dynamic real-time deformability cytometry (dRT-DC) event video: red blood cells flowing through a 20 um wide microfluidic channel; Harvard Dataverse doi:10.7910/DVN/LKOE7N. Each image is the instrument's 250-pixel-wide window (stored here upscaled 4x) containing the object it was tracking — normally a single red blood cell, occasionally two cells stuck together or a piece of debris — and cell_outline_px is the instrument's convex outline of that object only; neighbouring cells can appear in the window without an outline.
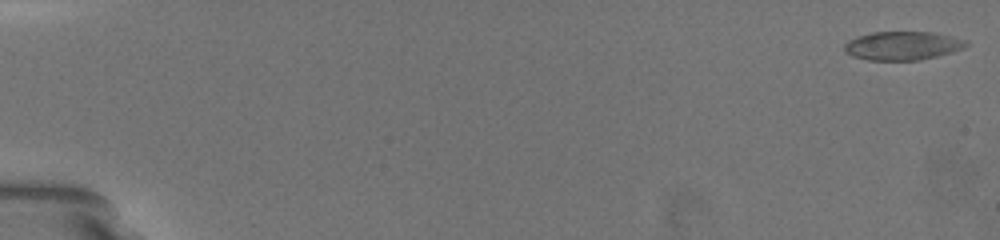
{"species": "common noctule bat (a hibernating species)", "species_latin": "Nyctalus noctula", "temperature_condition": "warm", "stored_images_in_passage": 45, "camera_frame_rate_fps": 3000, "um_per_image_px": 0.085, "animal": {"sex": "female", "body_mass_g": 19.5, "forearm_length_mm": 54.1}, "frame": {"image": 1, "passage_image": 1, "time_ms": 0.0, "image_size_px": [1000, 240], "cell_outline_px": [[968, 44], [964, 48], [952, 52], [920, 60], [868, 60], [852, 56], [844, 52], [844, 44], [848, 40], [872, 32], [932, 32], [968, 40]], "centroid_in_image_um": [76.71, 3.89], "position_along_channel_um": 8.3, "area_um2": 20.29}}
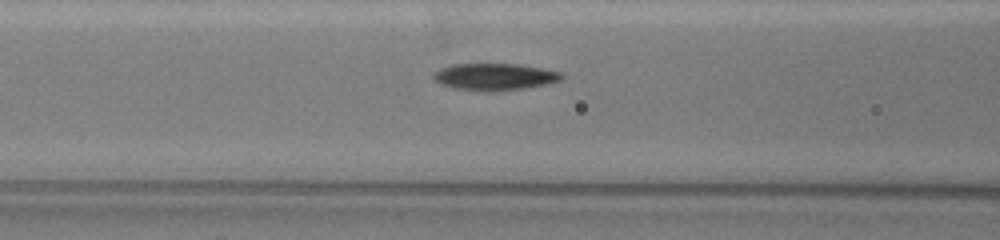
{"frame": {"image": 2, "passage_image": 20, "time_ms": 8.333, "image_size_px": [1000, 240], "cell_outline_px": [[564, 76], [560, 80], [528, 88], [496, 92], [484, 92], [452, 88], [440, 84], [432, 80], [432, 72], [440, 68], [452, 64], [516, 64], [540, 68], [560, 72]], "centroid_in_image_um": [41.95, 6.54], "position_along_channel_um": 124.6, "area_um2": 20.4}}
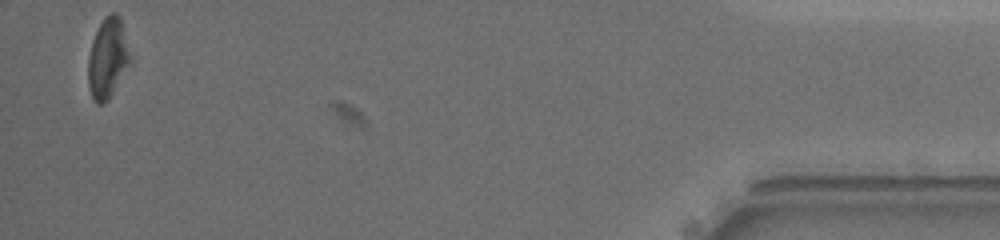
{"frame": {"image": 3, "passage_image": 44, "time_ms": 18.667, "image_size_px": [1000, 240], "cell_outline_px": [[132, 64], [108, 100], [104, 104], [96, 104], [92, 100], [88, 84], [88, 56], [92, 40], [104, 16], [112, 12], [116, 12], [120, 16], [132, 56]], "centroid_in_image_um": [9.18, 4.97], "position_along_channel_um": 426.0, "area_um2": 20.29}, "authors_computed_cell_mechanics": {"area_um2": 20.1144, "velocity_mm_per_s": 3.6654, "shape_relaxation_time_tau1_ms": 2.3866, "shape_relaxation_time_tau2_ms": 6.8835, "deformation_change_tau1": 0.1286, "deformation_change_tau2": 0.1594}}